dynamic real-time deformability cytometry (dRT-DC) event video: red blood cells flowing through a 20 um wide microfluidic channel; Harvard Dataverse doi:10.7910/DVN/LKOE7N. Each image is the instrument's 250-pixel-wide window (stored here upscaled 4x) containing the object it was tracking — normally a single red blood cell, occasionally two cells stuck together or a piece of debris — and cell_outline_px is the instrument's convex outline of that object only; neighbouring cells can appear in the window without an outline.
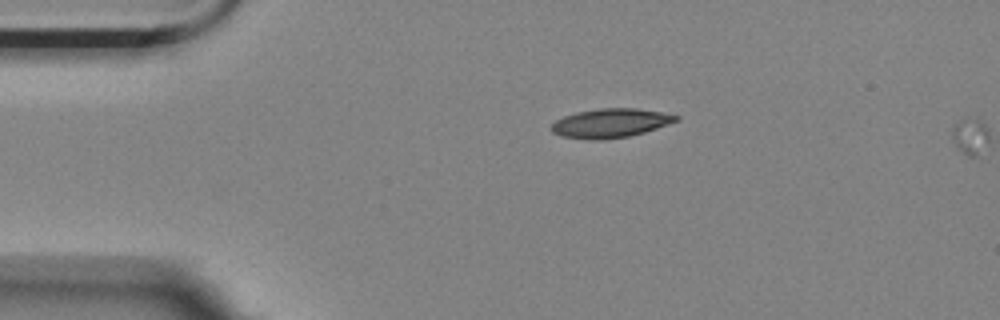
{"species": "Egyptian fruit bat (a non-hibernating species)", "species_latin": "Rousettus aegyptiacus", "temperature_condition": "room temperature", "stored_images_in_passage": 4, "camera_frame_rate_fps": 3000, "um_per_image_px": 0.085, "animal": {"sex": "female"}, "frame": {"image": 1, "passage_image": 4, "time_ms": 1.0, "image_size_px": [1000, 320], "cell_outline_px": [[680, 120], [644, 132], [628, 136], [600, 140], [588, 140], [560, 136], [552, 132], [552, 124], [556, 120], [564, 116], [576, 112], [600, 108], [636, 108], [660, 112], [680, 116]], "centroid_in_image_um": [51.88, 10.47], "position_along_channel_um": 33.1, "area_um2": 21.04}}